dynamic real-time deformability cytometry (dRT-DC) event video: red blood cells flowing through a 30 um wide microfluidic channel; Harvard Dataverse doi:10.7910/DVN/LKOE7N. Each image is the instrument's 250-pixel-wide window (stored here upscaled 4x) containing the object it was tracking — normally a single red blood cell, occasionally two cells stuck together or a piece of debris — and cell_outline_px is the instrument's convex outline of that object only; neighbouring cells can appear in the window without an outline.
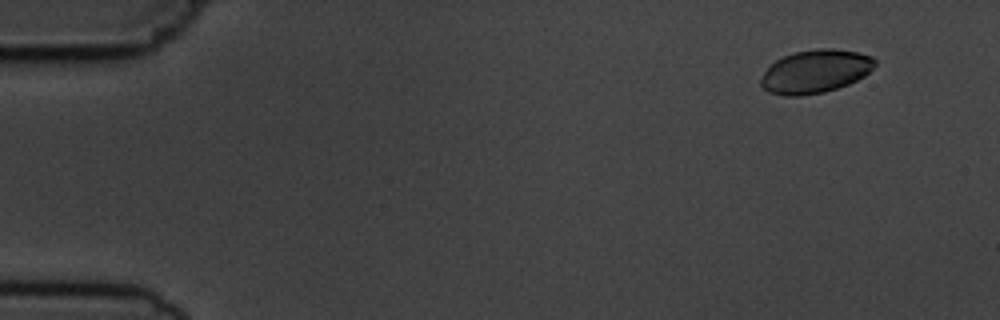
{"species": "common noctule bat (a hibernating species)", "species_latin": "Nyctalus noctula", "temperature_condition": "cold", "stored_images_in_passage": 6, "camera_frame_rate_fps": 3000, "um_per_image_px": 0.085, "animal": {"sex": "male", "body_mass_g": 19.5, "forearm_length_mm": 54.6}, "frame": {"image": 1, "passage_image": 2, "time_ms": 1.333, "image_size_px": [1000, 320], "cell_outline_px": [[876, 64], [864, 76], [848, 84], [824, 92], [800, 96], [784, 96], [768, 92], [760, 84], [760, 80], [768, 64], [784, 56], [796, 52], [816, 48], [832, 48], [856, 52], [872, 56], [876, 60]], "centroid_in_image_um": [69.28, 6.07], "position_along_channel_um": 15.7, "area_um2": 28.78}}
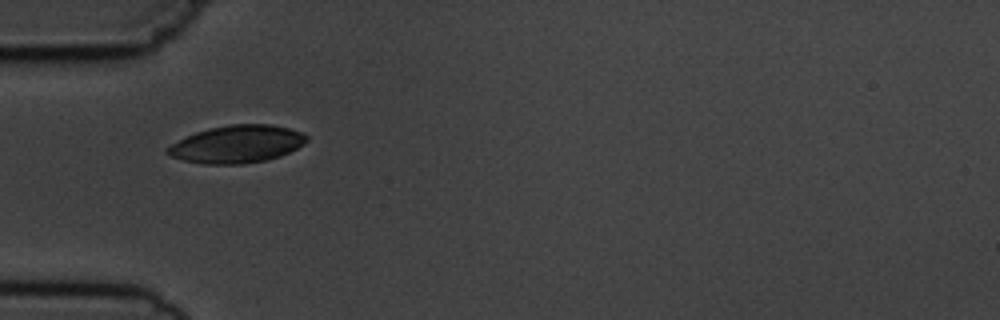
{"frame": {"image": 2, "passage_image": 5, "time_ms": 5.667, "image_size_px": [1000, 320], "cell_outline_px": [[308, 140], [296, 148], [280, 156], [268, 160], [244, 164], [204, 164], [184, 160], [172, 156], [164, 152], [164, 148], [196, 132], [208, 128], [232, 124], [272, 124], [304, 132], [308, 136]], "centroid_in_image_um": [20.16, 12.25], "position_along_channel_um": 64.8, "area_um2": 30.46}}
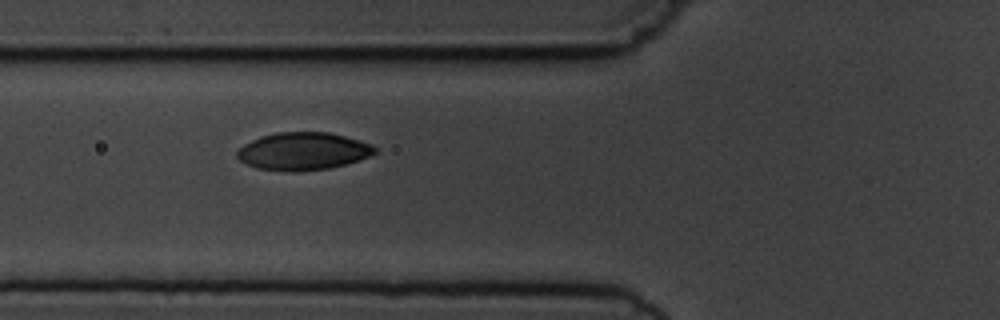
{"frame": {"image": 3, "passage_image": 6, "time_ms": 6.667, "image_size_px": [1000, 320], "cell_outline_px": [[380, 148], [376, 152], [360, 160], [328, 168], [300, 172], [296, 172], [256, 168], [240, 160], [236, 156], [236, 152], [244, 144], [260, 136], [276, 132], [328, 132], [360, 140], [372, 144]], "centroid_in_image_um": [25.78, 12.85], "position_along_channel_um": 100.0, "area_um2": 30.29}}